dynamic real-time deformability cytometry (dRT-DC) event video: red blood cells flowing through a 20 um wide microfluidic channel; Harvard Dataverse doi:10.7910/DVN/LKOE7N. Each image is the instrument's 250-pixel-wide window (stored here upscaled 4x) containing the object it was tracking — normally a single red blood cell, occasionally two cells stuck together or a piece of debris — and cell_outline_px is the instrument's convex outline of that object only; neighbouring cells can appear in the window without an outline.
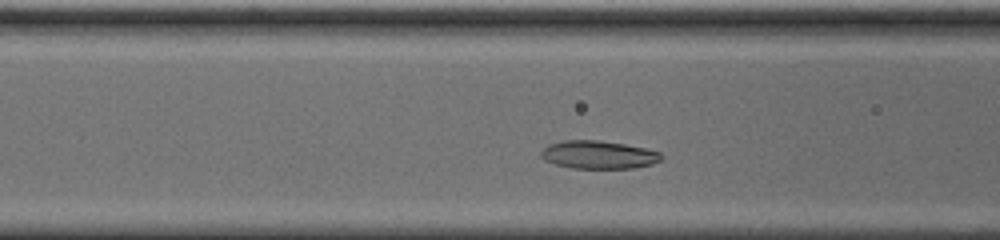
{"species": "common noctule bat (a hibernating species)", "species_latin": "Nyctalus noctula", "temperature_condition": "cold", "stored_images_in_passage": 32, "camera_frame_rate_fps": 3000, "um_per_image_px": 0.085, "animal": {"sex": "male", "body_mass_g": 20.0, "forearm_length_mm": 53.3}, "frame": {"image": 1, "passage_image": 9, "time_ms": 2.667, "image_size_px": [1000, 240], "cell_outline_px": [[664, 156], [660, 160], [652, 164], [632, 168], [572, 168], [556, 164], [544, 160], [540, 156], [540, 152], [548, 144], [564, 140], [600, 140], [624, 144], [644, 148], [660, 152]], "centroid_in_image_um": [50.86, 13.15], "position_along_channel_um": 115.7, "area_um2": 19.65}}
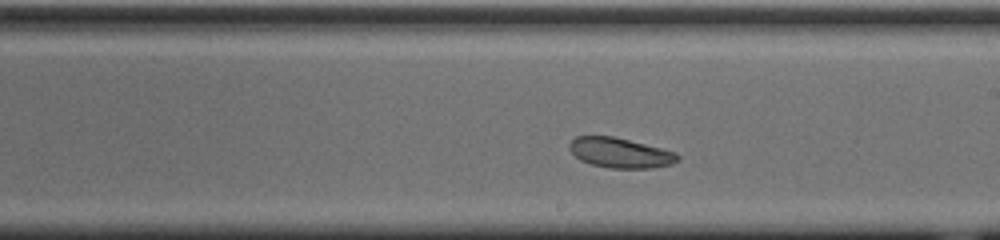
{"frame": {"image": 2, "passage_image": 19, "time_ms": 6.0, "image_size_px": [1000, 240], "cell_outline_px": [[680, 160], [672, 164], [652, 168], [608, 168], [592, 164], [580, 160], [568, 148], [568, 144], [576, 136], [612, 136], [676, 152], [680, 156]], "centroid_in_image_um": [52.72, 13.0], "position_along_channel_um": 236.3, "area_um2": 18.84}}
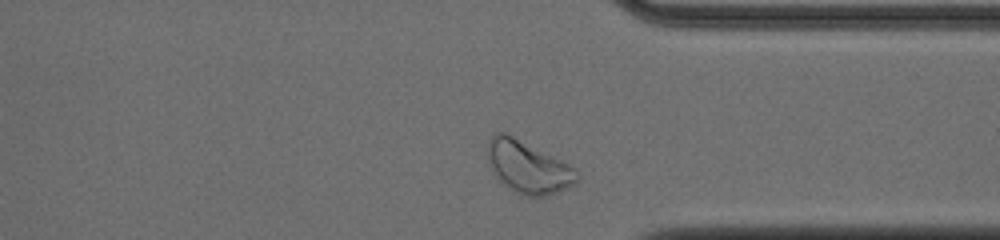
{"frame": {"image": 3, "passage_image": 30, "time_ms": 9.667, "image_size_px": [1000, 240], "cell_outline_px": [[576, 180], [568, 188], [544, 196], [528, 196], [512, 192], [496, 176], [488, 160], [488, 144], [492, 136], [496, 132], [504, 132], [576, 168]], "centroid_in_image_um": [44.86, 14.22], "position_along_channel_um": 366.5, "area_um2": 26.41}, "authors_computed_cell_mechanics": {"area_um2": 19.652, "velocity_mm_per_s": 3.6273, "shape_relaxation_time_tau1_ms": 2.3032, "shape_relaxation_time_tau2_ms": null, "deformation_change_tau1": 0.095, "deformation_change_tau2": null}}